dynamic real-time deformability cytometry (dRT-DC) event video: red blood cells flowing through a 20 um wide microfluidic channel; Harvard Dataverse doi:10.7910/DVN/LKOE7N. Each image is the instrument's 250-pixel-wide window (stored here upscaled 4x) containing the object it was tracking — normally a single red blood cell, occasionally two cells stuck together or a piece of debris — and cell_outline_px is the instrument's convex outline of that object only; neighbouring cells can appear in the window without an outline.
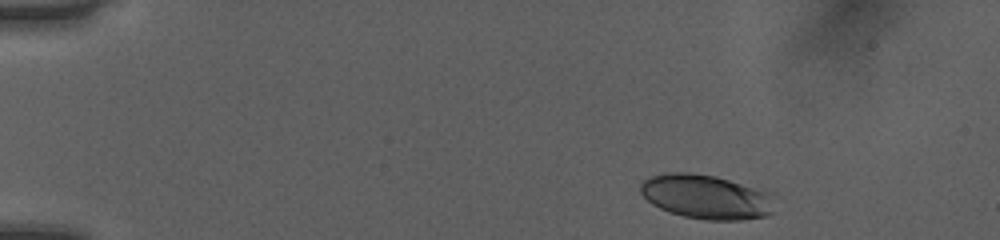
{"species": "human", "species_latin": "Homo sapiens", "temperature_condition": "room temperature", "stored_images_in_passage": 45, "camera_frame_rate_fps": 3000, "um_per_image_px": 0.085, "donor": {"sex": "female"}, "frame": {"image": 1, "passage_image": 1, "time_ms": 0.0, "image_size_px": [1000, 240], "cell_outline_px": [[772, 212], [764, 216], [740, 220], [704, 220], [684, 216], [660, 208], [652, 204], [640, 192], [640, 184], [648, 176], [664, 172], [688, 172], [716, 176], [768, 192]], "centroid_in_image_um": [59.93, 16.71], "position_along_channel_um": 25.1, "area_um2": 34.22}}
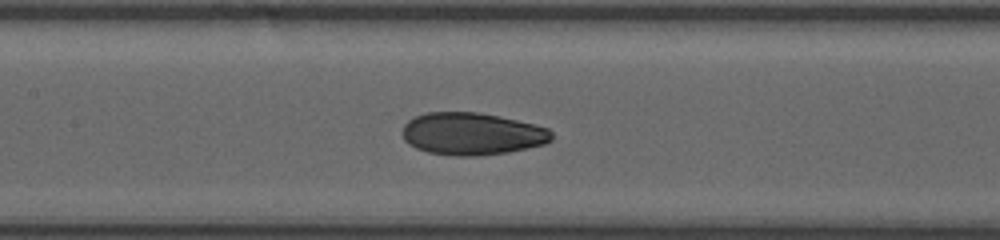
{"frame": {"image": 2, "passage_image": 19, "time_ms": 6.0, "image_size_px": [1000, 240], "cell_outline_px": [[552, 140], [544, 144], [508, 152], [476, 156], [456, 156], [428, 152], [416, 148], [408, 144], [404, 140], [400, 132], [404, 124], [408, 120], [416, 116], [428, 112], [476, 112], [500, 116], [536, 124], [548, 128], [552, 132]], "centroid_in_image_um": [40.1, 11.37], "position_along_channel_um": 167.3, "area_um2": 37.05}}
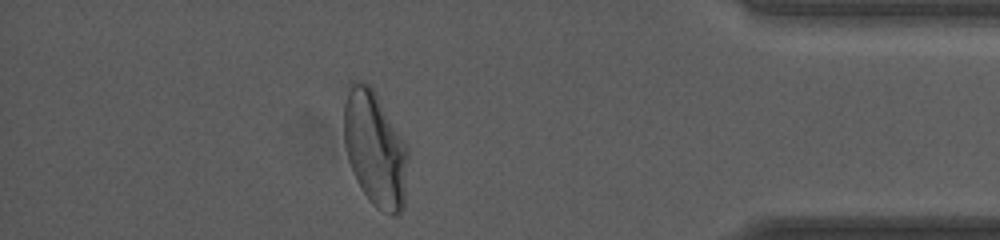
{"frame": {"image": 3, "passage_image": 39, "time_ms": 12.667, "image_size_px": [1000, 240], "cell_outline_px": [[408, 156], [404, 208], [396, 216], [392, 216], [376, 208], [368, 200], [360, 188], [356, 180], [348, 160], [344, 144], [344, 104], [348, 80], [360, 80], [368, 84], [376, 92], [408, 148]], "centroid_in_image_um": [31.86, 12.64], "position_along_channel_um": 403.3, "area_um2": 43.64}, "authors_computed_cell_mechanics": {"area_um2": 36.8764, "velocity_mm_per_s": 4.0384, "shape_relaxation_time_tau1_ms": 5.5232, "shape_relaxation_time_tau2_ms": 1.1706, "deformation_change_tau1": 0.1814, "deformation_change_tau2": 0.0579}}